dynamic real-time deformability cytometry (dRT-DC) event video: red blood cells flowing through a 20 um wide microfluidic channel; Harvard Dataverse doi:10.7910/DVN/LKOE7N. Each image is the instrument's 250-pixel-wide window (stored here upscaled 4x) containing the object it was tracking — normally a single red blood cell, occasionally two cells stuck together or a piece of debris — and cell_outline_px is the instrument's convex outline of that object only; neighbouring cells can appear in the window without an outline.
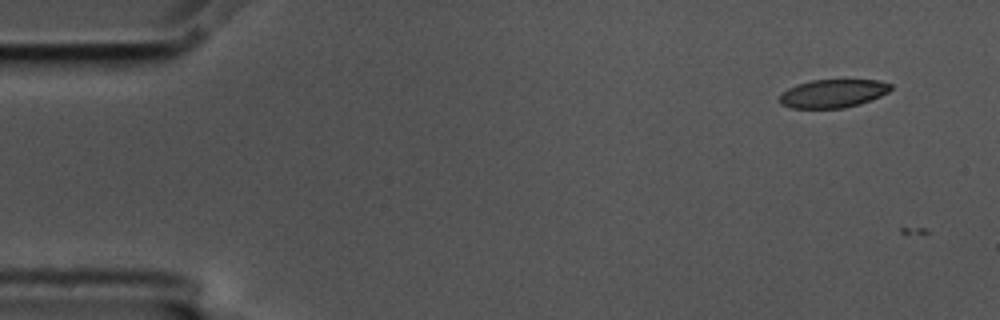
{"species": "common noctule bat (a hibernating species)", "species_latin": "Nyctalus noctula", "temperature_condition": "cold", "stored_images_in_passage": 3, "camera_frame_rate_fps": 3000, "um_per_image_px": 0.085, "animal": {"sex": "male", "body_mass_g": 17.5, "forearm_length_mm": 52.3}, "frame": {"image": 1, "passage_image": 2, "time_ms": 0.333, "image_size_px": [1000, 320], "cell_outline_px": [[892, 88], [888, 92], [872, 100], [860, 104], [844, 108], [792, 108], [780, 104], [780, 96], [788, 88], [796, 84], [812, 80], [880, 80], [892, 84]], "centroid_in_image_um": [70.82, 7.94], "position_along_channel_um": 14.2, "area_um2": 18.38}}